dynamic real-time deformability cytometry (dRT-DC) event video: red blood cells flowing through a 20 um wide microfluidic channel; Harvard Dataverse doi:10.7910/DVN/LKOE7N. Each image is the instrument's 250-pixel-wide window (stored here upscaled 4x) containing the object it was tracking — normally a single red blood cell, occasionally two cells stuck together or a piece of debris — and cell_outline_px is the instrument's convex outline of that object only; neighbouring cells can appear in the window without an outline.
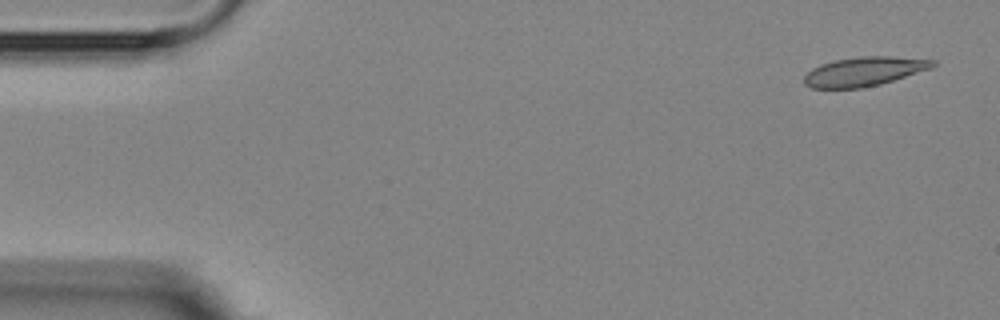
{"species": "Egyptian fruit bat (a non-hibernating species)", "species_latin": "Rousettus aegyptiacus", "temperature_condition": "room temperature", "stored_images_in_passage": 5, "camera_frame_rate_fps": 3000, "um_per_image_px": 0.085, "animal": {"sex": "female"}, "frame": {"image": 1, "passage_image": 1, "time_ms": 0.0, "image_size_px": [1000, 320], "cell_outline_px": [[936, 64], [932, 68], [880, 84], [860, 88], [812, 88], [804, 84], [804, 76], [812, 68], [820, 64], [832, 60], [860, 56], [892, 56], [936, 60]], "centroid_in_image_um": [73.44, 6.06], "position_along_channel_um": 11.6, "area_um2": 21.91}}